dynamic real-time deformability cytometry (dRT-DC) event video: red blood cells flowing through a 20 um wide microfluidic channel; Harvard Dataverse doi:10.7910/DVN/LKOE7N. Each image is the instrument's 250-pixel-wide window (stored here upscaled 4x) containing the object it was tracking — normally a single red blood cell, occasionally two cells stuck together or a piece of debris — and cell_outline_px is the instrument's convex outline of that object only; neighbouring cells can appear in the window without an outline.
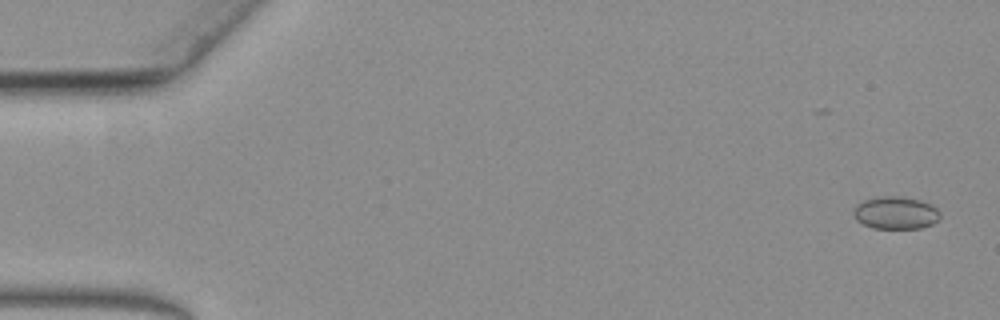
{"species": "common noctule bat (a hibernating species)", "species_latin": "Nyctalus noctula", "temperature_condition": "warm", "stored_images_in_passage": 62, "camera_frame_rate_fps": 3000, "um_per_image_px": 0.085, "animal": {"sex": "female", "body_mass_g": 19.3, "forearm_length_mm": 54.1}, "frame": {"image": 1, "passage_image": 3, "time_ms": 0.667, "image_size_px": [1000, 320], "cell_outline_px": [[940, 216], [932, 224], [920, 228], [872, 228], [856, 220], [852, 212], [852, 208], [856, 204], [864, 200], [880, 196], [904, 196], [920, 200], [932, 204], [940, 212]], "centroid_in_image_um": [76.1, 18.07], "position_along_channel_um": 8.9, "area_um2": 16.59}}
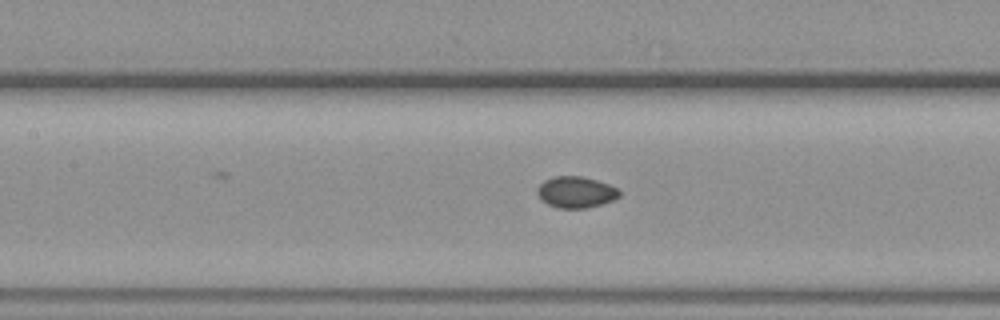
{"frame": {"image": 2, "passage_image": 29, "time_ms": 9.333, "image_size_px": [1000, 320], "cell_outline_px": [[620, 196], [612, 200], [588, 208], [556, 208], [540, 200], [536, 192], [540, 184], [544, 180], [556, 176], [580, 176], [596, 180], [608, 184], [616, 188], [620, 192]], "centroid_in_image_um": [48.92, 16.34], "position_along_channel_um": 158.5, "area_um2": 14.91}}
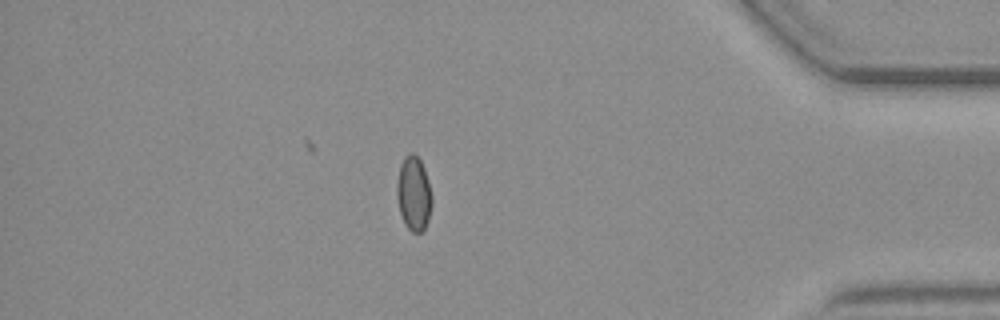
{"frame": {"image": 3, "passage_image": 54, "time_ms": 17.667, "image_size_px": [1000, 320], "cell_outline_px": [[432, 204], [428, 220], [424, 228], [420, 232], [412, 232], [408, 228], [400, 212], [396, 196], [396, 184], [400, 164], [404, 156], [408, 152], [412, 152], [420, 160], [424, 168], [428, 180], [432, 196]], "centroid_in_image_um": [35.15, 16.41], "position_along_channel_um": 400.0, "area_um2": 15.2}}